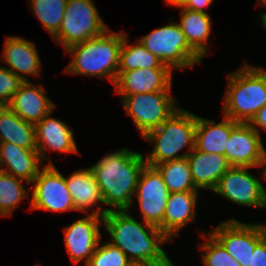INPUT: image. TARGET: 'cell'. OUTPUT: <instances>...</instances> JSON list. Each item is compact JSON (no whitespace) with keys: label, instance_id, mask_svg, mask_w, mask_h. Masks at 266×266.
Instances as JSON below:
<instances>
[{"label":"cell","instance_id":"d590c367","mask_svg":"<svg viewBox=\"0 0 266 266\" xmlns=\"http://www.w3.org/2000/svg\"><path fill=\"white\" fill-rule=\"evenodd\" d=\"M150 266H175L170 260L168 255H166L162 260L150 264Z\"/></svg>","mask_w":266,"mask_h":266},{"label":"cell","instance_id":"484cf974","mask_svg":"<svg viewBox=\"0 0 266 266\" xmlns=\"http://www.w3.org/2000/svg\"><path fill=\"white\" fill-rule=\"evenodd\" d=\"M154 167L160 172L170 193L199 190L194 185L187 157L162 162Z\"/></svg>","mask_w":266,"mask_h":266},{"label":"cell","instance_id":"cb8c5ba5","mask_svg":"<svg viewBox=\"0 0 266 266\" xmlns=\"http://www.w3.org/2000/svg\"><path fill=\"white\" fill-rule=\"evenodd\" d=\"M13 143L37 150L35 126L24 121L7 105L0 106V143Z\"/></svg>","mask_w":266,"mask_h":266},{"label":"cell","instance_id":"d4e9b609","mask_svg":"<svg viewBox=\"0 0 266 266\" xmlns=\"http://www.w3.org/2000/svg\"><path fill=\"white\" fill-rule=\"evenodd\" d=\"M65 181L72 196L75 211L89 214L86 209L93 207L98 202L104 204L100 187L90 168L75 171L70 177H65Z\"/></svg>","mask_w":266,"mask_h":266},{"label":"cell","instance_id":"603a6c76","mask_svg":"<svg viewBox=\"0 0 266 266\" xmlns=\"http://www.w3.org/2000/svg\"><path fill=\"white\" fill-rule=\"evenodd\" d=\"M167 4L181 8L178 23L189 45L202 57L207 55V41L211 32V19L208 13L182 8L175 0H166Z\"/></svg>","mask_w":266,"mask_h":266},{"label":"cell","instance_id":"9c48e42d","mask_svg":"<svg viewBox=\"0 0 266 266\" xmlns=\"http://www.w3.org/2000/svg\"><path fill=\"white\" fill-rule=\"evenodd\" d=\"M31 186V209L64 212L75 210L72 196L63 176L52 161L40 170Z\"/></svg>","mask_w":266,"mask_h":266},{"label":"cell","instance_id":"5b68a950","mask_svg":"<svg viewBox=\"0 0 266 266\" xmlns=\"http://www.w3.org/2000/svg\"><path fill=\"white\" fill-rule=\"evenodd\" d=\"M196 125L197 116L179 108L159 127L148 132L142 138L154 145V149L146 155V164L154 167L162 162L187 157L194 149ZM184 146L189 147V152L177 155Z\"/></svg>","mask_w":266,"mask_h":266},{"label":"cell","instance_id":"836d02e7","mask_svg":"<svg viewBox=\"0 0 266 266\" xmlns=\"http://www.w3.org/2000/svg\"><path fill=\"white\" fill-rule=\"evenodd\" d=\"M182 8L207 13L203 8L210 6L213 0H175Z\"/></svg>","mask_w":266,"mask_h":266},{"label":"cell","instance_id":"e575fe53","mask_svg":"<svg viewBox=\"0 0 266 266\" xmlns=\"http://www.w3.org/2000/svg\"><path fill=\"white\" fill-rule=\"evenodd\" d=\"M249 124L253 128L255 127L254 125H256L266 130V105L257 111L256 115L252 118Z\"/></svg>","mask_w":266,"mask_h":266},{"label":"cell","instance_id":"ffe728a7","mask_svg":"<svg viewBox=\"0 0 266 266\" xmlns=\"http://www.w3.org/2000/svg\"><path fill=\"white\" fill-rule=\"evenodd\" d=\"M194 185L213 191L220 178L231 168L225 155L203 153L195 148L187 156Z\"/></svg>","mask_w":266,"mask_h":266},{"label":"cell","instance_id":"4316f807","mask_svg":"<svg viewBox=\"0 0 266 266\" xmlns=\"http://www.w3.org/2000/svg\"><path fill=\"white\" fill-rule=\"evenodd\" d=\"M127 33H123L122 46L119 53L118 72L147 68H170L164 65L154 54L141 43L129 45Z\"/></svg>","mask_w":266,"mask_h":266},{"label":"cell","instance_id":"277c9868","mask_svg":"<svg viewBox=\"0 0 266 266\" xmlns=\"http://www.w3.org/2000/svg\"><path fill=\"white\" fill-rule=\"evenodd\" d=\"M228 76L224 96V116L238 123H249L266 105V70L246 64Z\"/></svg>","mask_w":266,"mask_h":266},{"label":"cell","instance_id":"7c38bea8","mask_svg":"<svg viewBox=\"0 0 266 266\" xmlns=\"http://www.w3.org/2000/svg\"><path fill=\"white\" fill-rule=\"evenodd\" d=\"M225 156L231 167H263L266 180V149L259 129L249 123H239L227 141Z\"/></svg>","mask_w":266,"mask_h":266},{"label":"cell","instance_id":"d6986e66","mask_svg":"<svg viewBox=\"0 0 266 266\" xmlns=\"http://www.w3.org/2000/svg\"><path fill=\"white\" fill-rule=\"evenodd\" d=\"M2 57L10 67L8 69L24 81L30 80L18 73L19 71L31 76H38L41 72V62L35 44L27 39L8 36Z\"/></svg>","mask_w":266,"mask_h":266},{"label":"cell","instance_id":"ba28073f","mask_svg":"<svg viewBox=\"0 0 266 266\" xmlns=\"http://www.w3.org/2000/svg\"><path fill=\"white\" fill-rule=\"evenodd\" d=\"M169 94L170 92H151L122 96L126 114L133 118L142 137L159 127L179 109Z\"/></svg>","mask_w":266,"mask_h":266},{"label":"cell","instance_id":"8d00e7d4","mask_svg":"<svg viewBox=\"0 0 266 266\" xmlns=\"http://www.w3.org/2000/svg\"><path fill=\"white\" fill-rule=\"evenodd\" d=\"M261 21H262V27L266 29V12L260 13Z\"/></svg>","mask_w":266,"mask_h":266},{"label":"cell","instance_id":"4fadbf2b","mask_svg":"<svg viewBox=\"0 0 266 266\" xmlns=\"http://www.w3.org/2000/svg\"><path fill=\"white\" fill-rule=\"evenodd\" d=\"M212 192L243 206L266 208V190L248 167H231Z\"/></svg>","mask_w":266,"mask_h":266},{"label":"cell","instance_id":"9a60e30c","mask_svg":"<svg viewBox=\"0 0 266 266\" xmlns=\"http://www.w3.org/2000/svg\"><path fill=\"white\" fill-rule=\"evenodd\" d=\"M171 68L134 69L117 72L114 86L121 96L136 93L171 92Z\"/></svg>","mask_w":266,"mask_h":266},{"label":"cell","instance_id":"44dd1931","mask_svg":"<svg viewBox=\"0 0 266 266\" xmlns=\"http://www.w3.org/2000/svg\"><path fill=\"white\" fill-rule=\"evenodd\" d=\"M197 191L172 192L169 194L164 212L163 223L159 229L172 239L196 215Z\"/></svg>","mask_w":266,"mask_h":266},{"label":"cell","instance_id":"6da1fadb","mask_svg":"<svg viewBox=\"0 0 266 266\" xmlns=\"http://www.w3.org/2000/svg\"><path fill=\"white\" fill-rule=\"evenodd\" d=\"M127 211L111 208L103 216L104 228L112 238L111 244L134 264H152L162 260L167 254L160 245L170 239L158 227L146 222L140 224Z\"/></svg>","mask_w":266,"mask_h":266},{"label":"cell","instance_id":"4dcf8cb0","mask_svg":"<svg viewBox=\"0 0 266 266\" xmlns=\"http://www.w3.org/2000/svg\"><path fill=\"white\" fill-rule=\"evenodd\" d=\"M132 262L116 246L106 242L102 246H97L86 266H130Z\"/></svg>","mask_w":266,"mask_h":266},{"label":"cell","instance_id":"7a4b0ae2","mask_svg":"<svg viewBox=\"0 0 266 266\" xmlns=\"http://www.w3.org/2000/svg\"><path fill=\"white\" fill-rule=\"evenodd\" d=\"M146 165L141 153L120 149L105 155L90 169L98 183L104 205L114 207V210H128L132 206V196L140 174Z\"/></svg>","mask_w":266,"mask_h":266},{"label":"cell","instance_id":"52a82bcc","mask_svg":"<svg viewBox=\"0 0 266 266\" xmlns=\"http://www.w3.org/2000/svg\"><path fill=\"white\" fill-rule=\"evenodd\" d=\"M108 30L92 0H68L58 33L53 37L65 50Z\"/></svg>","mask_w":266,"mask_h":266},{"label":"cell","instance_id":"83f0119b","mask_svg":"<svg viewBox=\"0 0 266 266\" xmlns=\"http://www.w3.org/2000/svg\"><path fill=\"white\" fill-rule=\"evenodd\" d=\"M22 181L0 170V216H11L19 203L28 197L29 191L21 184Z\"/></svg>","mask_w":266,"mask_h":266},{"label":"cell","instance_id":"f546056e","mask_svg":"<svg viewBox=\"0 0 266 266\" xmlns=\"http://www.w3.org/2000/svg\"><path fill=\"white\" fill-rule=\"evenodd\" d=\"M203 237L206 242L200 247L207 251L202 258L205 266H241L211 233Z\"/></svg>","mask_w":266,"mask_h":266},{"label":"cell","instance_id":"3957f363","mask_svg":"<svg viewBox=\"0 0 266 266\" xmlns=\"http://www.w3.org/2000/svg\"><path fill=\"white\" fill-rule=\"evenodd\" d=\"M108 29L98 37L66 49L73 59L65 72L70 74L107 77L114 84L117 79L119 53L123 41V33H114Z\"/></svg>","mask_w":266,"mask_h":266},{"label":"cell","instance_id":"d6a6232c","mask_svg":"<svg viewBox=\"0 0 266 266\" xmlns=\"http://www.w3.org/2000/svg\"><path fill=\"white\" fill-rule=\"evenodd\" d=\"M253 252L250 266H266V235L256 244Z\"/></svg>","mask_w":266,"mask_h":266},{"label":"cell","instance_id":"2e32d148","mask_svg":"<svg viewBox=\"0 0 266 266\" xmlns=\"http://www.w3.org/2000/svg\"><path fill=\"white\" fill-rule=\"evenodd\" d=\"M37 86H33L31 81H25L7 105L24 121L34 125L51 114L56 107L45 95L43 88Z\"/></svg>","mask_w":266,"mask_h":266},{"label":"cell","instance_id":"7402d4cb","mask_svg":"<svg viewBox=\"0 0 266 266\" xmlns=\"http://www.w3.org/2000/svg\"><path fill=\"white\" fill-rule=\"evenodd\" d=\"M238 124L226 116L217 124L197 116L194 148L203 153L225 155L228 138Z\"/></svg>","mask_w":266,"mask_h":266},{"label":"cell","instance_id":"1f68e13d","mask_svg":"<svg viewBox=\"0 0 266 266\" xmlns=\"http://www.w3.org/2000/svg\"><path fill=\"white\" fill-rule=\"evenodd\" d=\"M24 82L8 68L0 66V106L8 105Z\"/></svg>","mask_w":266,"mask_h":266},{"label":"cell","instance_id":"30bf717a","mask_svg":"<svg viewBox=\"0 0 266 266\" xmlns=\"http://www.w3.org/2000/svg\"><path fill=\"white\" fill-rule=\"evenodd\" d=\"M210 233L241 265L250 266L251 253L266 235L265 224H247L230 219L220 223Z\"/></svg>","mask_w":266,"mask_h":266},{"label":"cell","instance_id":"5bb4252c","mask_svg":"<svg viewBox=\"0 0 266 266\" xmlns=\"http://www.w3.org/2000/svg\"><path fill=\"white\" fill-rule=\"evenodd\" d=\"M135 194L143 221L159 228L163 223L170 191L155 167L147 164L144 166Z\"/></svg>","mask_w":266,"mask_h":266},{"label":"cell","instance_id":"74e56055","mask_svg":"<svg viewBox=\"0 0 266 266\" xmlns=\"http://www.w3.org/2000/svg\"><path fill=\"white\" fill-rule=\"evenodd\" d=\"M130 266H150V264H134V263H132Z\"/></svg>","mask_w":266,"mask_h":266},{"label":"cell","instance_id":"8fae6325","mask_svg":"<svg viewBox=\"0 0 266 266\" xmlns=\"http://www.w3.org/2000/svg\"><path fill=\"white\" fill-rule=\"evenodd\" d=\"M110 208L98 207L84 218L74 221L64 229L65 246L73 263H79L83 259L86 265L101 242L99 226L103 224V216Z\"/></svg>","mask_w":266,"mask_h":266},{"label":"cell","instance_id":"f1b7e54d","mask_svg":"<svg viewBox=\"0 0 266 266\" xmlns=\"http://www.w3.org/2000/svg\"><path fill=\"white\" fill-rule=\"evenodd\" d=\"M33 15L39 19L43 27L54 37L61 25L68 0H29Z\"/></svg>","mask_w":266,"mask_h":266},{"label":"cell","instance_id":"f35d334b","mask_svg":"<svg viewBox=\"0 0 266 266\" xmlns=\"http://www.w3.org/2000/svg\"><path fill=\"white\" fill-rule=\"evenodd\" d=\"M259 5H266V0H258Z\"/></svg>","mask_w":266,"mask_h":266},{"label":"cell","instance_id":"e0dca14e","mask_svg":"<svg viewBox=\"0 0 266 266\" xmlns=\"http://www.w3.org/2000/svg\"><path fill=\"white\" fill-rule=\"evenodd\" d=\"M48 114L43 120L35 124L37 151L41 160H48L46 150L60 151L64 153H77L78 149L73 138V129L65 122L49 117Z\"/></svg>","mask_w":266,"mask_h":266},{"label":"cell","instance_id":"8992f818","mask_svg":"<svg viewBox=\"0 0 266 266\" xmlns=\"http://www.w3.org/2000/svg\"><path fill=\"white\" fill-rule=\"evenodd\" d=\"M138 42L172 70L192 67L202 60L189 45L178 23H170L155 29Z\"/></svg>","mask_w":266,"mask_h":266},{"label":"cell","instance_id":"ac0fdd59","mask_svg":"<svg viewBox=\"0 0 266 266\" xmlns=\"http://www.w3.org/2000/svg\"><path fill=\"white\" fill-rule=\"evenodd\" d=\"M40 163L42 164V160L37 150L26 149L10 142L0 143L1 171L32 183L40 172Z\"/></svg>","mask_w":266,"mask_h":266}]
</instances>
